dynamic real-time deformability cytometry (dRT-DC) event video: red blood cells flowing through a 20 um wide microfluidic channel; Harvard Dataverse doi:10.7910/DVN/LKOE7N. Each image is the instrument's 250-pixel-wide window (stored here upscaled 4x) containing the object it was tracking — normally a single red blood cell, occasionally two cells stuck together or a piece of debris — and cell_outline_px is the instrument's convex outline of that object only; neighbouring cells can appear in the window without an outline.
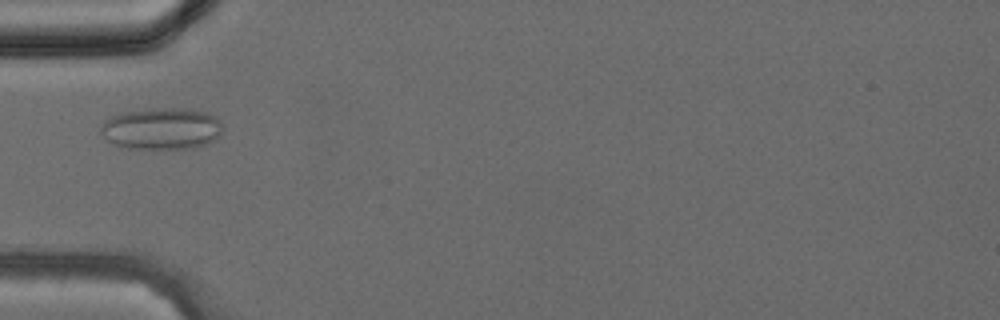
{"species": "common noctule bat (a hibernating species)", "species_latin": "Nyctalus noctula", "temperature_condition": "cold", "stored_images_in_passage": 32, "camera_frame_rate_fps": 3000, "um_per_image_px": 0.085, "animal": {"sex": "female", "body_mass_g": 24.6, "forearm_length_mm": 56.2}, "frame": {"image": 1, "passage_image": 5, "time_ms": 1.333, "image_size_px": [1000, 320], "cell_outline_px": [[224, 128], [220, 136], [196, 148], [128, 148], [116, 144], [108, 140], [100, 132], [100, 128], [104, 120], [112, 116], [124, 112], [160, 108], [188, 108], [208, 112], [216, 116], [220, 120]], "centroid_in_image_um": [13.79, 10.92], "position_along_channel_um": 71.2, "area_um2": 29.65}}